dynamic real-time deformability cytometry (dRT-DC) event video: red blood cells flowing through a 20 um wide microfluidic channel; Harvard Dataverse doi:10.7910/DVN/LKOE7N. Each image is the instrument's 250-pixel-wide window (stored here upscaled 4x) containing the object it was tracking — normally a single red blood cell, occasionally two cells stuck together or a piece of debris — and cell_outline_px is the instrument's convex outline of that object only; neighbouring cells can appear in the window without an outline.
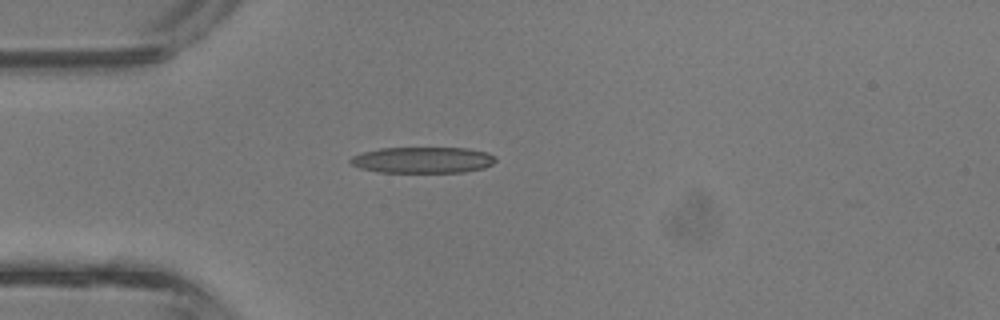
{"species": "common noctule bat (a hibernating species)", "species_latin": "Nyctalus noctula", "temperature_condition": "room temperature", "stored_images_in_passage": 2, "camera_frame_rate_fps": 3000, "um_per_image_px": 0.085, "animal": {"sex": "male", "body_mass_g": 13.3}, "frame": {"image": 1, "passage_image": 2, "time_ms": 0.333, "image_size_px": [1000, 320], "cell_outline_px": [[496, 160], [492, 164], [484, 168], [464, 172], [380, 172], [360, 168], [352, 164], [348, 160], [352, 156], [360, 152], [380, 148], [468, 148], [488, 152], [496, 156]], "centroid_in_image_um": [35.94, 13.59], "position_along_channel_um": 49.1, "area_um2": 22.25}}